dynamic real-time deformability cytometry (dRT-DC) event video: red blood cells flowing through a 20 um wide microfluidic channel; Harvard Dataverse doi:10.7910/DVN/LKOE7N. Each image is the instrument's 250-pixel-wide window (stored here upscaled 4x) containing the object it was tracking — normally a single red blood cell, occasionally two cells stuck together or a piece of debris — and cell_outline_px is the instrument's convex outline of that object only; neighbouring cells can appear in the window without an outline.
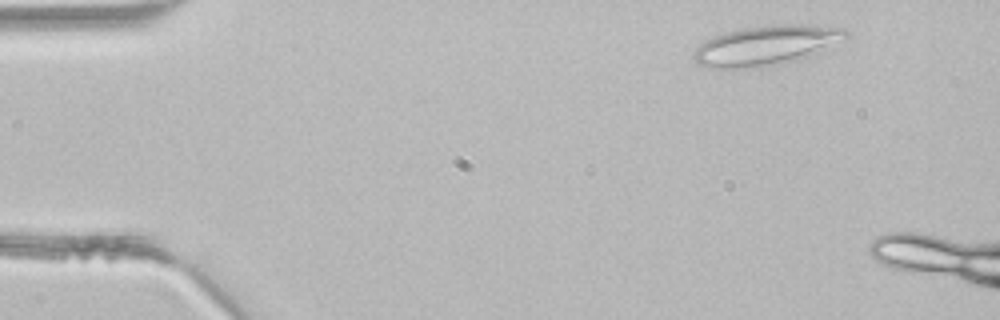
{"species": "common noctule bat (a hibernating species)", "species_latin": "Nyctalus noctula", "temperature_condition": "room temperature", "stored_images_in_passage": 3, "camera_frame_rate_fps": 3000, "um_per_image_px": 0.085, "animal": {"sex": "male", "body_mass_g": 21.5, "forearm_length_mm": 52.0}, "frame": {"image": 1, "passage_image": 1, "time_ms": 0.0, "image_size_px": [1000, 320], "cell_outline_px": [[848, 36], [808, 56], [796, 60], [780, 64], [748, 68], [712, 68], [696, 64], [692, 56], [692, 52], [700, 44], [716, 36], [728, 32], [744, 28], [780, 24], [808, 24], [844, 28], [848, 32]], "centroid_in_image_um": [65.09, 3.86], "position_along_channel_um": 19.9, "area_um2": 34.74}}